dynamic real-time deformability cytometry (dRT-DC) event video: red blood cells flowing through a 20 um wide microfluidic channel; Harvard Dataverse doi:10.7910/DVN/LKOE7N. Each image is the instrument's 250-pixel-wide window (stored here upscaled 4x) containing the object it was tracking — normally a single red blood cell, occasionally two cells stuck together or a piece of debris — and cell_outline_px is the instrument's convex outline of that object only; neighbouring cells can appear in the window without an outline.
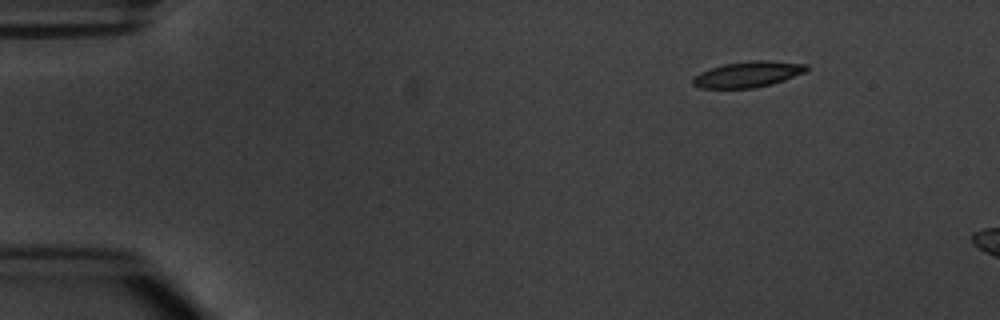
{"species": "common noctule bat (a hibernating species)", "species_latin": "Nyctalus noctula", "temperature_condition": "warm", "stored_images_in_passage": 4, "camera_frame_rate_fps": 3000, "um_per_image_px": 0.085, "animal": {"sex": "male", "body_mass_g": 20.1, "forearm_length_mm": 53.5}, "frame": {"image": 1, "passage_image": 1, "time_ms": 0.0, "image_size_px": [1000, 320], "cell_outline_px": [[808, 68], [804, 72], [784, 80], [772, 84], [756, 88], [700, 88], [692, 84], [692, 80], [700, 72], [724, 64], [752, 60], [768, 60], [808, 64]], "centroid_in_image_um": [63.58, 6.32], "position_along_channel_um": 21.4, "area_um2": 17.05}}